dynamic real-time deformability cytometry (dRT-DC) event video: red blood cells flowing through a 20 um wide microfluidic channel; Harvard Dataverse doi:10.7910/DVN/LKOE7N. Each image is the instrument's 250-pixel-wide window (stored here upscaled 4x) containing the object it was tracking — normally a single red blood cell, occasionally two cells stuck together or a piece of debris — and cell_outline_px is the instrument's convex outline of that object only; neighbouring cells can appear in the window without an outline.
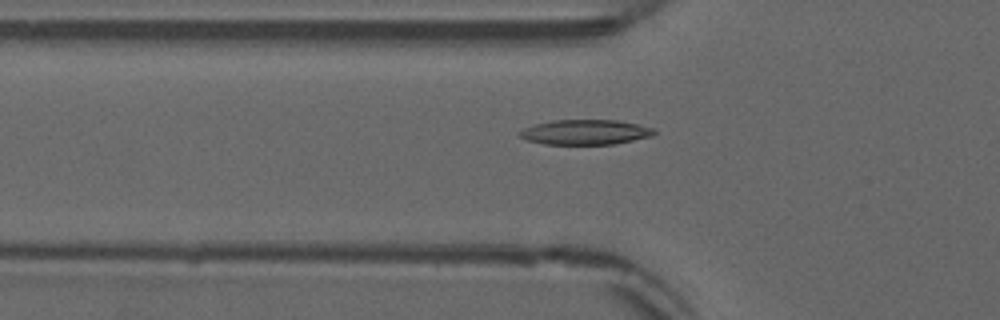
{"species": "common noctule bat (a hibernating species)", "species_latin": "Nyctalus noctula", "temperature_condition": "warm", "stored_images_in_passage": 50, "camera_frame_rate_fps": 3000, "um_per_image_px": 0.085, "animal": {"sex": "male", "forearm_length_mm": 52.5}, "frame": {"image": 1, "passage_image": 15, "time_ms": 4.667, "image_size_px": [1000, 320], "cell_outline_px": [[656, 132], [652, 136], [616, 144], [544, 144], [528, 140], [520, 136], [516, 132], [524, 128], [536, 124], [552, 120], [616, 120], [656, 128]], "centroid_in_image_um": [49.77, 11.23], "position_along_channel_um": 76.0, "area_um2": 19.59}}
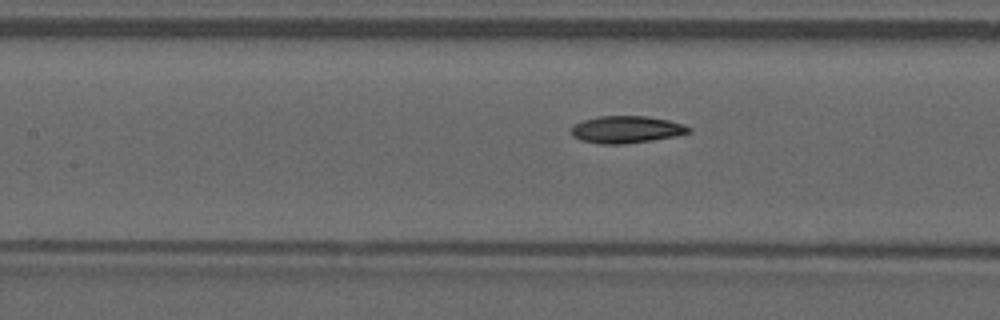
{"frame": {"image": 2, "passage_image": 21, "time_ms": 6.667, "image_size_px": [1000, 320], "cell_outline_px": [[692, 132], [676, 136], [652, 140], [624, 144], [600, 144], [580, 140], [572, 136], [568, 128], [584, 120], [600, 116], [648, 116], [668, 120], [684, 124], [692, 128]], "centroid_in_image_um": [53.25, 11.01], "position_along_channel_um": 154.2, "area_um2": 18.79}}
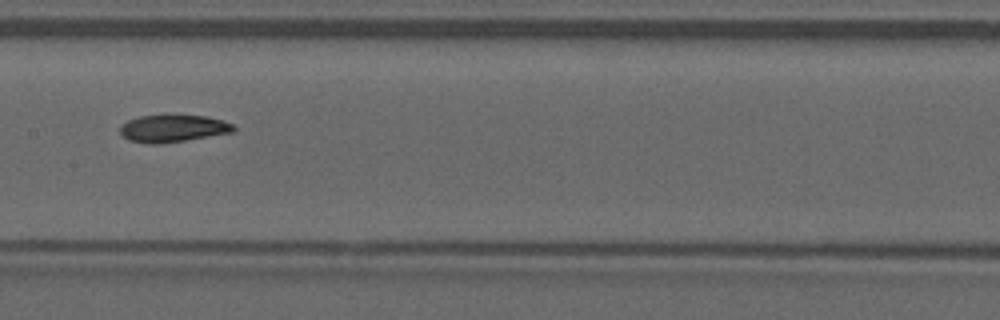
{"frame": {"image": 3, "passage_image": 24, "time_ms": 7.667, "image_size_px": [1000, 320], "cell_outline_px": [[236, 128], [232, 132], [184, 140], [152, 144], [128, 140], [120, 132], [120, 124], [128, 120], [140, 116], [164, 112], [204, 116], [220, 120], [232, 124]], "centroid_in_image_um": [14.64, 10.86], "position_along_channel_um": 192.8, "area_um2": 18.38}, "authors_computed_cell_mechanics": {"area_um2": 18.7561, "velocity_mm_per_s": 3.8672, "shape_relaxation_time_tau1_ms": null, "shape_relaxation_time_tau2_ms": 8.0157, "deformation_change_tau1": null, "deformation_change_tau2": 0.1369}}